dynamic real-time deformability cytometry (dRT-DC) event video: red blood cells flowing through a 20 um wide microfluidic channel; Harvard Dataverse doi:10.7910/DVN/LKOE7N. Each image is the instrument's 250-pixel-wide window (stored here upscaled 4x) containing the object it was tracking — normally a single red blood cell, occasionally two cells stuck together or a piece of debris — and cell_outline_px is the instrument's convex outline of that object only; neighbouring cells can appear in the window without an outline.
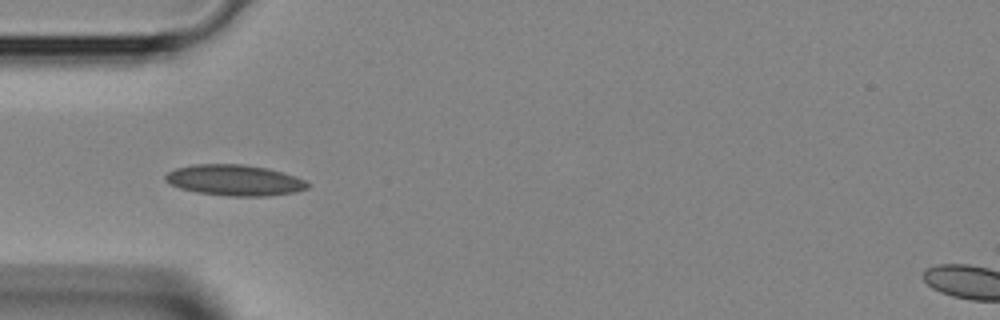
{"species": "Egyptian fruit bat (a non-hibernating species)", "species_latin": "Rousettus aegyptiacus", "temperature_condition": "room temperature", "stored_images_in_passage": 2, "camera_frame_rate_fps": 3000, "um_per_image_px": 0.085, "animal": {"sex": "female"}, "frame": {"image": 1, "passage_image": 2, "time_ms": 0.333, "image_size_px": [1000, 320], "cell_outline_px": [[312, 184], [308, 188], [296, 192], [264, 196], [232, 196], [196, 192], [180, 188], [164, 180], [164, 176], [168, 172], [176, 168], [192, 164], [244, 164], [268, 168], [296, 176]], "centroid_in_image_um": [19.96, 15.31], "position_along_channel_um": 65.0, "area_um2": 25.66}}